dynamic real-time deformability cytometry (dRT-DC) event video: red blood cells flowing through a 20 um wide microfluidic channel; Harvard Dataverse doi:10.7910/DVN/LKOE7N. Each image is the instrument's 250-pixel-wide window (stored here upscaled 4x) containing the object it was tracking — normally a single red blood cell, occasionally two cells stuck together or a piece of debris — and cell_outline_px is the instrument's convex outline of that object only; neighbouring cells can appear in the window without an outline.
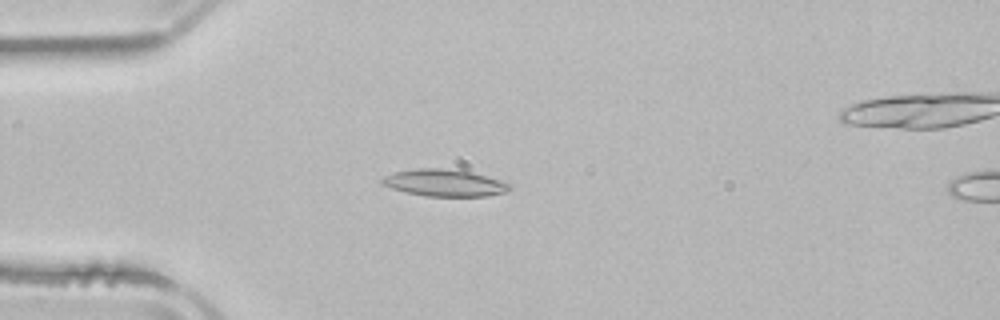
{"species": "common noctule bat (a hibernating species)", "species_latin": "Nyctalus noctula", "temperature_condition": "room temperature", "stored_images_in_passage": 4, "camera_frame_rate_fps": 3000, "um_per_image_px": 0.085, "animal": {"sex": "male", "body_mass_g": 21.5, "forearm_length_mm": 52.0}, "frame": {"image": 1, "passage_image": 3, "time_ms": 2.667, "image_size_px": [1000, 320], "cell_outline_px": [[512, 188], [504, 192], [484, 196], [424, 196], [404, 192], [392, 188], [384, 184], [380, 180], [384, 176], [396, 172], [416, 168], [440, 168], [472, 172], [512, 184]], "centroid_in_image_um": [37.77, 15.54], "position_along_channel_um": 47.2, "area_um2": 19.83}}